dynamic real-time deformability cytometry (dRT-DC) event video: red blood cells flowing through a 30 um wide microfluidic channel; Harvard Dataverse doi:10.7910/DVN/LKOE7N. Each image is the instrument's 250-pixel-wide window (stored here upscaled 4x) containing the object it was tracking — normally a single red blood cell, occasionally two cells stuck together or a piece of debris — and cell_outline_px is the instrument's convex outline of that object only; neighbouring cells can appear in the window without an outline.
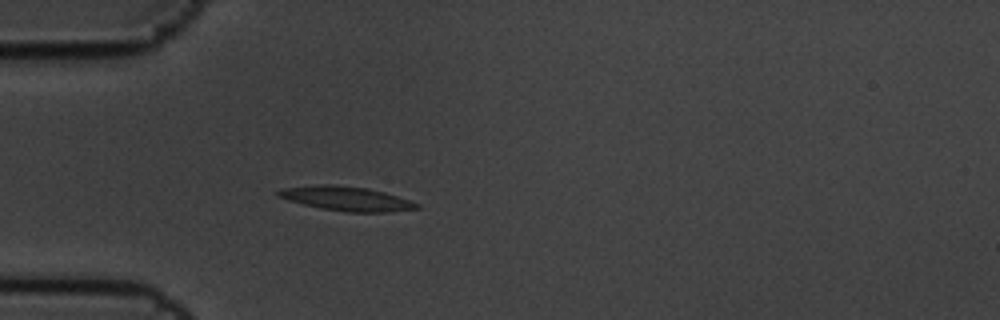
{"species": "common noctule bat (a hibernating species)", "species_latin": "Nyctalus noctula", "temperature_condition": "cold", "stored_images_in_passage": 5, "camera_frame_rate_fps": 3000, "um_per_image_px": 0.085, "animal": {"sex": "male", "body_mass_g": 19.5, "forearm_length_mm": 54.6}, "frame": {"image": 1, "passage_image": 5, "time_ms": 1.333, "image_size_px": [1000, 320], "cell_outline_px": [[420, 208], [384, 212], [348, 212], [324, 208], [304, 204], [288, 200], [276, 196], [276, 192], [284, 188], [320, 184], [336, 184], [368, 188], [384, 192], [420, 204]], "centroid_in_image_um": [29.43, 16.87], "position_along_channel_um": 55.6, "area_um2": 19.36}}